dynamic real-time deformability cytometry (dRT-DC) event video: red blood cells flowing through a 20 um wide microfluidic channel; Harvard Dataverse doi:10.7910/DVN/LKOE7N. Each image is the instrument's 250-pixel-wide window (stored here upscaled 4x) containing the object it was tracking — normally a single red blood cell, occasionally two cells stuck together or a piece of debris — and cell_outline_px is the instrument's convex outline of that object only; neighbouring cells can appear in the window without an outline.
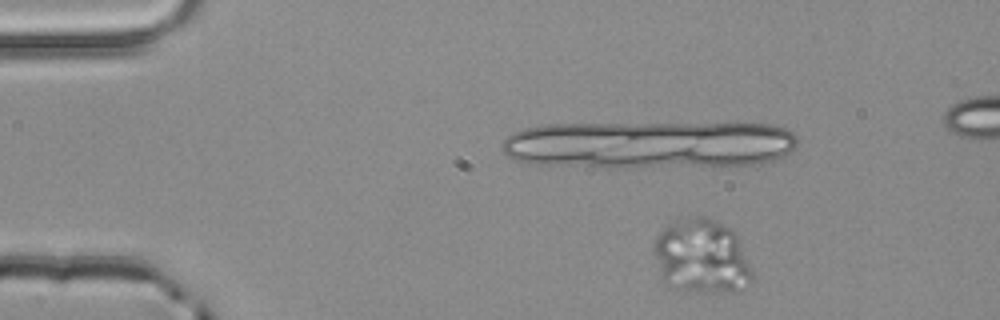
{"species": "common noctule bat (a hibernating species)", "species_latin": "Nyctalus noctula", "temperature_condition": "room temperature", "stored_images_in_passage": 5, "camera_frame_rate_fps": 3000, "um_per_image_px": 0.085, "animal": {"sex": "male", "body_mass_g": 20.4}, "frame": {"image": 1, "passage_image": 2, "time_ms": 0.333, "image_size_px": [1000, 320], "cell_outline_px": [[756, 276], [740, 292], [700, 292], [668, 288], [660, 280], [652, 244], [656, 236], [672, 220], [680, 216], [708, 216], [732, 228], [736, 232]], "centroid_in_image_um": [59.64, 21.79], "position_along_channel_um": 25.4, "area_um2": 44.39}}